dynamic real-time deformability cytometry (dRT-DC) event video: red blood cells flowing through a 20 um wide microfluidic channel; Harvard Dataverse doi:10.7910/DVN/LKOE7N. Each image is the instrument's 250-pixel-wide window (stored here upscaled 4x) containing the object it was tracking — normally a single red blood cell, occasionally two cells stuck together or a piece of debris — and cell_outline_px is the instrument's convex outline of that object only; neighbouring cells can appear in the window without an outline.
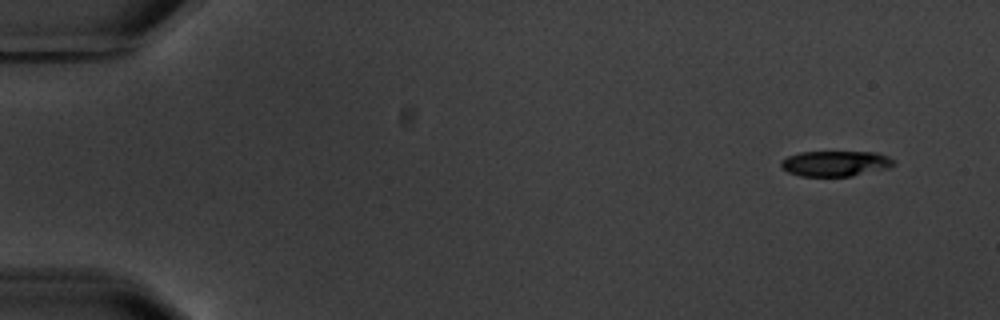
{"species": "common noctule bat (a hibernating species)", "species_latin": "Nyctalus noctula", "temperature_condition": "warm", "stored_images_in_passage": 5, "camera_frame_rate_fps": 3000, "um_per_image_px": 0.085, "animal": {"sex": "male", "body_mass_g": 20.1, "forearm_length_mm": 53.5}, "frame": {"image": 1, "passage_image": 1, "time_ms": 0.0, "image_size_px": [1000, 320], "cell_outline_px": [[896, 164], [888, 168], [848, 176], [800, 176], [788, 172], [780, 164], [780, 160], [788, 156], [800, 152], [876, 152], [888, 156], [896, 160]], "centroid_in_image_um": [71.02, 13.89], "position_along_channel_um": 14.0, "area_um2": 16.7}}
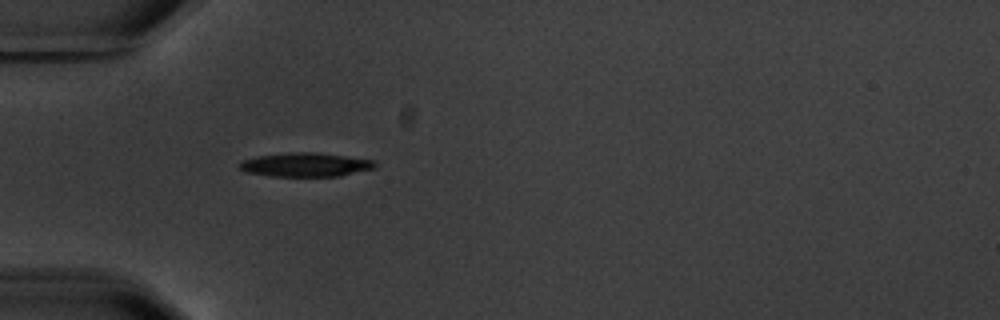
{"frame": {"image": 2, "passage_image": 5, "time_ms": 4.667, "image_size_px": [1000, 320], "cell_outline_px": [[376, 168], [340, 176], [268, 176], [244, 172], [240, 168], [240, 164], [244, 160], [256, 156], [288, 152], [316, 152], [376, 160]], "centroid_in_image_um": [25.99, 14.0], "position_along_channel_um": 59.0, "area_um2": 19.02}}